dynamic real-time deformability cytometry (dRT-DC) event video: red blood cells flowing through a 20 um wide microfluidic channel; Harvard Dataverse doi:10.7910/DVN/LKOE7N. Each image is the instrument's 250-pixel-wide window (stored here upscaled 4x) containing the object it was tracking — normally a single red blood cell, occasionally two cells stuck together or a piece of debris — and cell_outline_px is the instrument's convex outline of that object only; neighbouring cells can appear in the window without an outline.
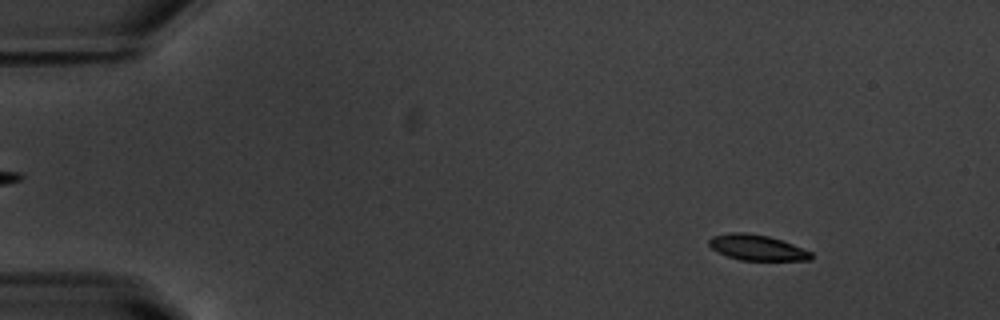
{"species": "common noctule bat (a hibernating species)", "species_latin": "Nyctalus noctula", "temperature_condition": "warm", "stored_images_in_passage": 55, "camera_frame_rate_fps": 3000, "um_per_image_px": 0.085, "animal": {"sex": "male", "body_mass_g": 20.1, "forearm_length_mm": 53.5}, "frame": {"image": 1, "passage_image": 7, "time_ms": 2.0, "image_size_px": [1000, 320], "cell_outline_px": [[812, 260], [740, 260], [716, 252], [708, 244], [708, 240], [712, 236], [732, 232], [744, 232], [768, 236], [792, 244], [812, 252]], "centroid_in_image_um": [64.32, 21.04], "position_along_channel_um": 20.7, "area_um2": 15.14}}
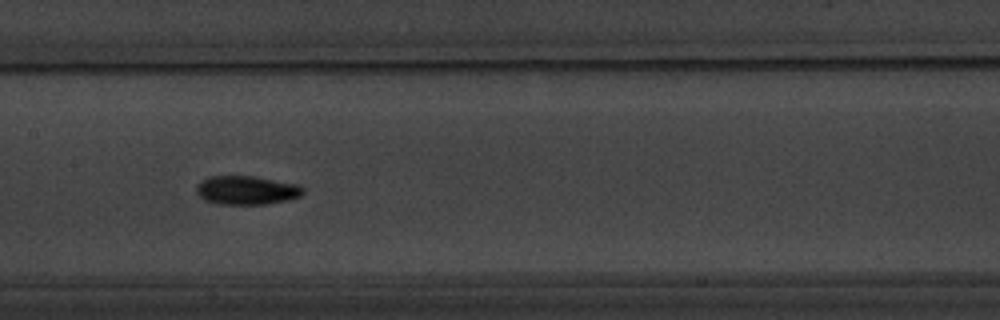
{"frame": {"image": 2, "passage_image": 28, "time_ms": 9.0, "image_size_px": [1000, 320], "cell_outline_px": [[304, 192], [300, 196], [288, 200], [264, 204], [220, 204], [204, 200], [196, 192], [196, 188], [200, 180], [208, 176], [252, 176], [296, 184], [304, 188]], "centroid_in_image_um": [20.93, 16.17], "position_along_channel_um": 186.5, "area_um2": 17.8}}
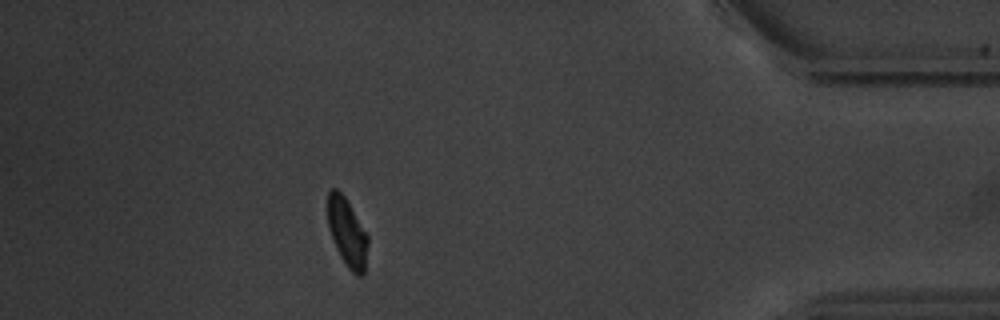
{"frame": {"image": 3, "passage_image": 49, "time_ms": 16.0, "image_size_px": [1000, 320], "cell_outline_px": [[368, 244], [364, 276], [356, 276], [348, 268], [340, 256], [336, 248], [328, 228], [328, 192], [332, 188], [336, 188], [344, 196], [368, 232]], "centroid_in_image_um": [29.54, 19.78], "position_along_channel_um": 405.7, "area_um2": 16.24}, "authors_computed_cell_mechanics": {"area_um2": 16.473, "velocity_mm_per_s": 3.7444, "shape_relaxation_time_tau1_ms": 2.8724, "shape_relaxation_time_tau2_ms": 5.6506, "deformation_change_tau1": 0.1279, "deformation_change_tau2": 0.0985}}